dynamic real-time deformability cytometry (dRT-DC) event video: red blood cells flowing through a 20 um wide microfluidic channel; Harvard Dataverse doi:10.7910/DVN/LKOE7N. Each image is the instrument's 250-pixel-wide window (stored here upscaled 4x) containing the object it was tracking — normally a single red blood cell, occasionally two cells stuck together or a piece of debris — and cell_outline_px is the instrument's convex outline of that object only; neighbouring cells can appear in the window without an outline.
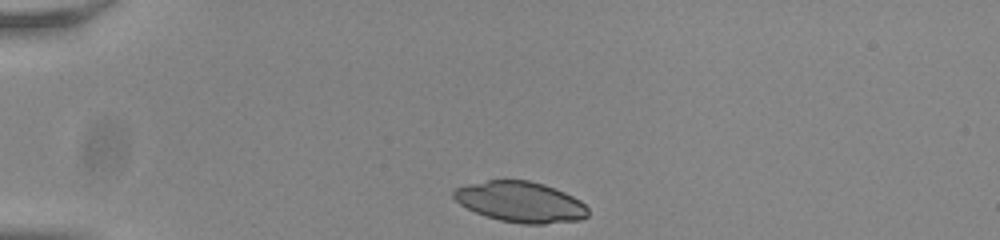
{"species": "common noctule bat (a hibernating species)", "species_latin": "Nyctalus noctula", "temperature_condition": "room temperature", "stored_images_in_passage": 34, "camera_frame_rate_fps": 3000, "um_per_image_px": 0.085, "animal": {"sex": "male", "body_mass_g": 20.0, "forearm_length_mm": 53.3}, "frame": {"image": 1, "passage_image": 1, "time_ms": 0.0, "image_size_px": [1000, 240], "cell_outline_px": [[588, 216], [580, 220], [544, 224], [520, 224], [500, 220], [484, 216], [460, 204], [452, 196], [452, 192], [456, 188], [468, 184], [488, 180], [528, 180], [544, 184], [564, 192], [580, 200], [588, 208]], "centroid_in_image_um": [44.25, 17.17], "position_along_channel_um": 40.8, "area_um2": 31.85}}